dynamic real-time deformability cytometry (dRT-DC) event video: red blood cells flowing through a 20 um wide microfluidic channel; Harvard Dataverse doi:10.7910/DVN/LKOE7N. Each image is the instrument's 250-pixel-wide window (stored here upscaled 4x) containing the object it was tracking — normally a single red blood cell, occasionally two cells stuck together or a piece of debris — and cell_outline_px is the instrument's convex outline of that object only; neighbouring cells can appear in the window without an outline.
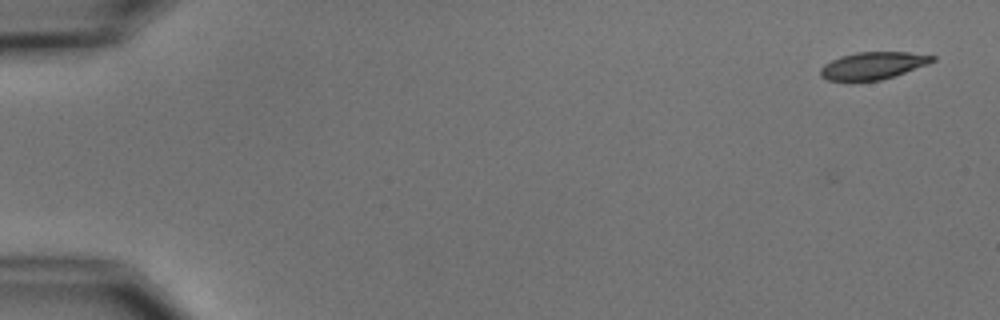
{"species": "common noctule bat (a hibernating species)", "species_latin": "Nyctalus noctula", "temperature_condition": "cold", "stored_images_in_passage": 4, "camera_frame_rate_fps": 3000, "um_per_image_px": 0.085, "animal": {"sex": "male", "body_mass_g": 15.6}, "frame": {"image": 1, "passage_image": 1, "time_ms": 0.0, "image_size_px": [1000, 320], "cell_outline_px": [[936, 60], [928, 64], [880, 80], [828, 80], [820, 76], [820, 68], [824, 64], [840, 56], [856, 52], [908, 52], [936, 56]], "centroid_in_image_um": [74.19, 5.56], "position_along_channel_um": 10.8, "area_um2": 17.57}}
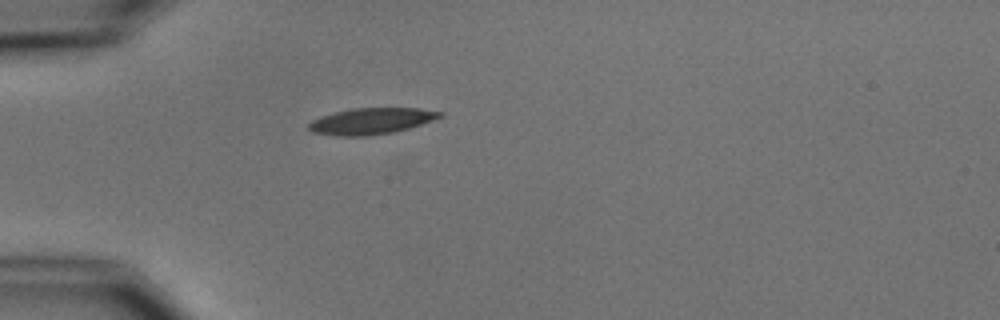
{"frame": {"image": 2, "passage_image": 4, "time_ms": 4.667, "image_size_px": [1000, 320], "cell_outline_px": [[444, 116], [396, 132], [368, 136], [340, 136], [312, 132], [308, 128], [308, 124], [312, 120], [336, 112], [352, 108], [420, 108], [444, 112]], "centroid_in_image_um": [31.59, 10.29], "position_along_channel_um": 53.4, "area_um2": 20.0}}